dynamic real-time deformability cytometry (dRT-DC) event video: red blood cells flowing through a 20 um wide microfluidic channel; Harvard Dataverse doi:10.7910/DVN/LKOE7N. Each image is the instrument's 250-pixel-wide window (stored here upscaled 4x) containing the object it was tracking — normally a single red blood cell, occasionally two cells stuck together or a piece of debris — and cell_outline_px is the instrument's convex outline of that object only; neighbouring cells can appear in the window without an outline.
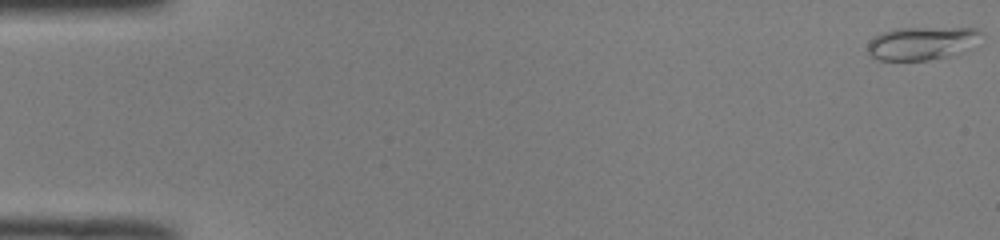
{"species": "common noctule bat (a hibernating species)", "species_latin": "Nyctalus noctula", "temperature_condition": "room temperature", "stored_images_in_passage": 18, "camera_frame_rate_fps": 3000, "um_per_image_px": 0.085, "animal": {"sex": "male", "body_mass_g": 19.0, "forearm_length_mm": 50.8}, "frame": {"image": 1, "passage_image": 1, "time_ms": 0.0, "image_size_px": [1000, 240], "cell_outline_px": [[984, 32], [948, 56], [928, 60], [880, 60], [872, 56], [868, 52], [868, 44], [880, 32], [896, 28], [980, 28]], "centroid_in_image_um": [78.22, 3.65], "position_along_channel_um": 6.8, "area_um2": 20.92}}